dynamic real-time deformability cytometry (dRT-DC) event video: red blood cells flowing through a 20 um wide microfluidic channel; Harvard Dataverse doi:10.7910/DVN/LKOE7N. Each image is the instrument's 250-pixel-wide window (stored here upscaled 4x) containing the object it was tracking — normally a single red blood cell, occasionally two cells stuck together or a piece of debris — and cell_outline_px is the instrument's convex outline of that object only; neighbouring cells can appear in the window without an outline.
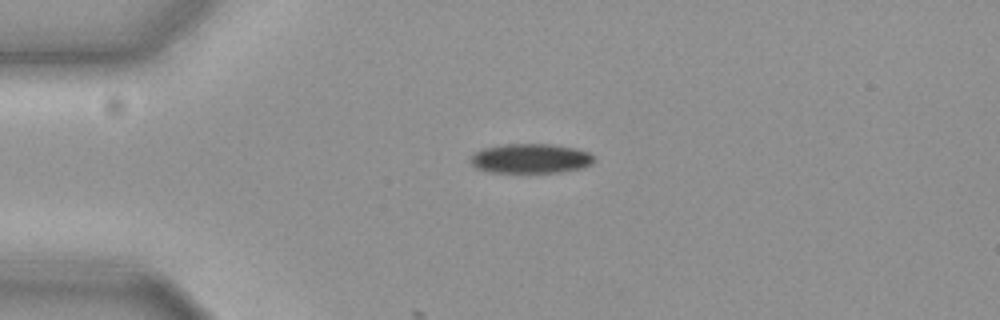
{"species": "common noctule bat (a hibernating species)", "species_latin": "Nyctalus noctula", "temperature_condition": "cold", "stored_images_in_passage": 4, "camera_frame_rate_fps": 3000, "um_per_image_px": 0.085, "animal": {"sex": "female", "body_mass_g": 19.3, "forearm_length_mm": 54.1}, "frame": {"image": 1, "passage_image": 1, "time_ms": 0.0, "image_size_px": [1000, 320], "cell_outline_px": [[592, 164], [584, 168], [560, 172], [488, 172], [476, 168], [468, 160], [476, 152], [484, 148], [504, 144], [548, 144], [572, 148], [588, 152], [592, 156]], "centroid_in_image_um": [45.07, 13.48], "position_along_channel_um": 39.9, "area_um2": 21.1}}